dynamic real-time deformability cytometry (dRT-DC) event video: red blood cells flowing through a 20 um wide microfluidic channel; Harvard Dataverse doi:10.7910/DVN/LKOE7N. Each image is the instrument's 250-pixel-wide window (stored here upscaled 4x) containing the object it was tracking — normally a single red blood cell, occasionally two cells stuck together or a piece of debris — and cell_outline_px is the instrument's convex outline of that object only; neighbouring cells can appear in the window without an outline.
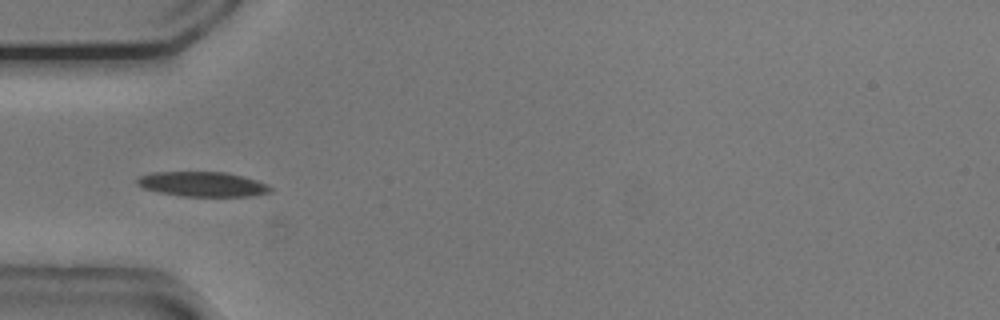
{"species": "common noctule bat (a hibernating species)", "species_latin": "Nyctalus noctula", "temperature_condition": "cold", "stored_images_in_passage": 38, "camera_frame_rate_fps": 3000, "um_per_image_px": 0.085, "animal": {"sex": "male", "body_mass_g": 20.5, "forearm_length_mm": 52.5}, "frame": {"image": 1, "passage_image": 1, "time_ms": 0.0, "image_size_px": [1000, 320], "cell_outline_px": [[272, 192], [252, 196], [180, 196], [160, 192], [144, 188], [136, 184], [136, 180], [140, 176], [152, 172], [228, 172], [244, 176], [268, 184], [272, 188]], "centroid_in_image_um": [17.25, 15.65], "position_along_channel_um": 67.8, "area_um2": 19.36}}
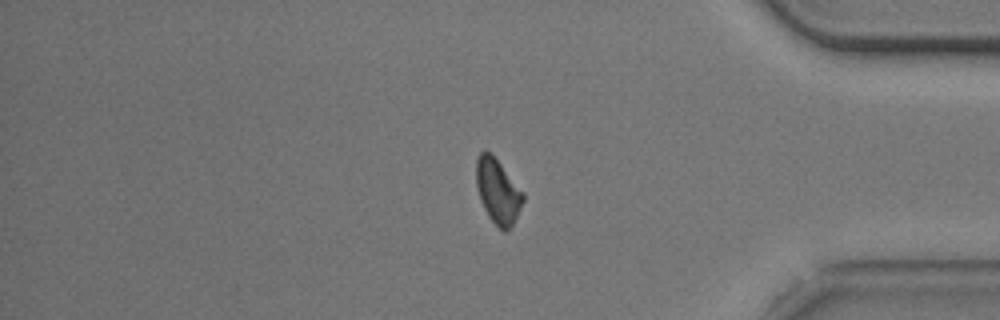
{"frame": {"image": 2, "passage_image": 29, "time_ms": 9.333, "image_size_px": [1000, 320], "cell_outline_px": [[524, 200], [508, 232], [504, 232], [488, 216], [480, 200], [476, 188], [476, 156], [480, 152], [488, 152], [500, 164], [524, 192]], "centroid_in_image_um": [42.3, 16.27], "position_along_channel_um": 392.9, "area_um2": 17.4}}
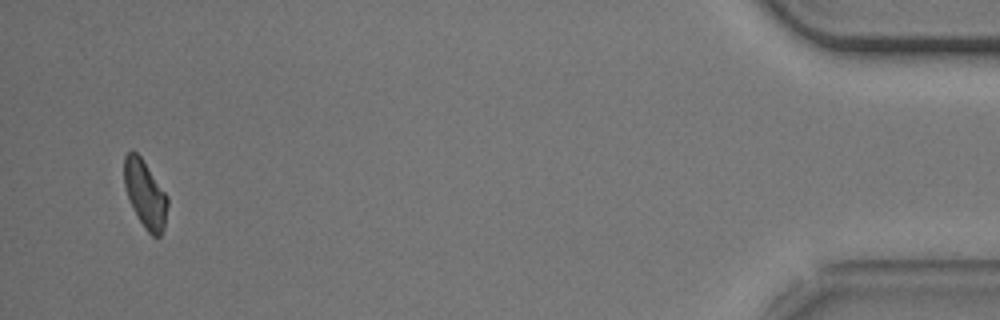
{"frame": {"image": 3, "passage_image": 36, "time_ms": 11.667, "image_size_px": [1000, 320], "cell_outline_px": [[168, 204], [164, 228], [160, 236], [152, 236], [144, 228], [132, 208], [124, 184], [124, 156], [132, 148], [140, 156], [168, 196]], "centroid_in_image_um": [12.34, 16.49], "position_along_channel_um": 422.9, "area_um2": 17.05}, "authors_computed_cell_mechanics": {"area_um2": 18.5538, "velocity_mm_per_s": 3.7354, "shape_relaxation_time_tau1_ms": 3.2934, "shape_relaxation_time_tau2_ms": 8.3347, "deformation_change_tau1": 0.1025, "deformation_change_tau2": 0.169}}